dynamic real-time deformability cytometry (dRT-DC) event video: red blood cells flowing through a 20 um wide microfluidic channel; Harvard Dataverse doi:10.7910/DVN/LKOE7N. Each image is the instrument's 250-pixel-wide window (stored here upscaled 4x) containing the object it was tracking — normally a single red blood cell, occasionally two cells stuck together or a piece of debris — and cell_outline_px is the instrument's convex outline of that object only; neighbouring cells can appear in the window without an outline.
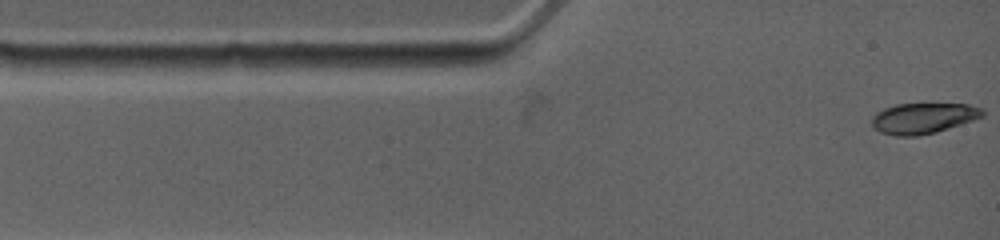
{"species": "common noctule bat (a hibernating species)", "species_latin": "Nyctalus noctula", "temperature_condition": "warm", "stored_images_in_passage": 2, "camera_frame_rate_fps": 4500, "um_per_image_px": 0.085, "animal": {"sex": "female", "body_mass_g": 19.0, "forearm_length_mm": 53.3}, "frame": {"image": 1, "passage_image": 2, "time_ms": 0.444, "image_size_px": [1000, 240], "cell_outline_px": [[984, 116], [936, 132], [916, 136], [896, 136], [880, 132], [872, 124], [872, 116], [876, 112], [884, 108], [896, 104], [968, 104], [980, 108], [984, 112]], "centroid_in_image_um": [78.45, 10.04], "position_along_channel_um": 6.6, "area_um2": 19.59}}